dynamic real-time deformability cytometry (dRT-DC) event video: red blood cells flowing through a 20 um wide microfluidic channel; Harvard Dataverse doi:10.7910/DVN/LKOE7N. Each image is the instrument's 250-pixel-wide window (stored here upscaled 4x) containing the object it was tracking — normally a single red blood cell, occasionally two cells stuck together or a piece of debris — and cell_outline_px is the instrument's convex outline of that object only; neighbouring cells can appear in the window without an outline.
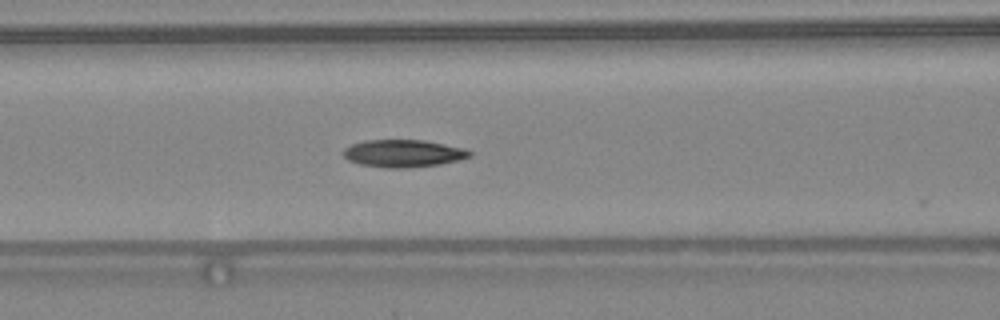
{"species": "common noctule bat (a hibernating species)", "species_latin": "Nyctalus noctula", "temperature_condition": "warm", "stored_images_in_passage": 28, "camera_frame_rate_fps": 3000, "um_per_image_px": 0.085, "animal": {"sex": "female", "body_mass_g": 24.6, "forearm_length_mm": 56.2}, "frame": {"image": 1, "passage_image": 3, "time_ms": 0.667, "image_size_px": [1000, 320], "cell_outline_px": [[472, 156], [460, 160], [440, 164], [404, 168], [388, 168], [360, 164], [348, 160], [344, 156], [344, 148], [352, 144], [364, 140], [424, 140], [464, 148], [472, 152]], "centroid_in_image_um": [34.3, 13.04], "position_along_channel_um": 132.3, "area_um2": 20.17}}
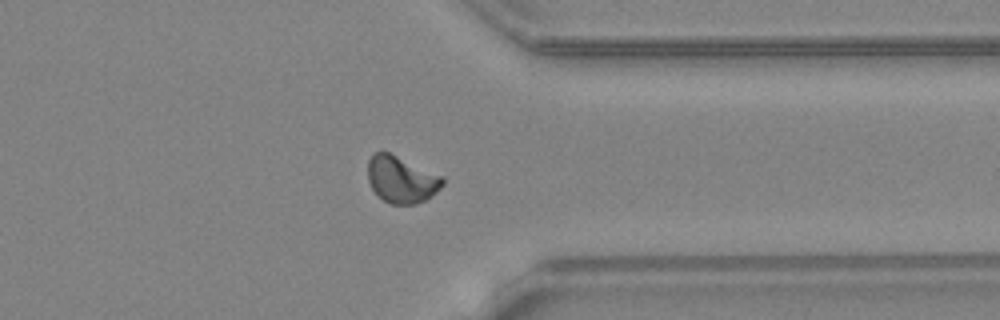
{"frame": {"image": 2, "passage_image": 20, "time_ms": 6.333, "image_size_px": [1000, 320], "cell_outline_px": [[444, 184], [432, 196], [416, 204], [392, 204], [384, 200], [372, 188], [368, 180], [368, 160], [372, 152], [388, 152], [444, 176]], "centroid_in_image_um": [34.13, 15.24], "position_along_channel_um": 377.3, "area_um2": 20.35}}
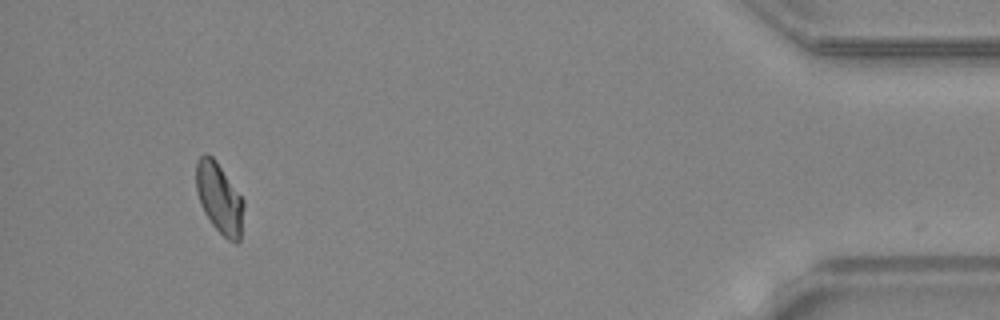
{"frame": {"image": 3, "passage_image": 27, "time_ms": 8.667, "image_size_px": [1000, 320], "cell_outline_px": [[244, 204], [240, 240], [236, 244], [228, 240], [212, 224], [204, 212], [200, 204], [196, 188], [196, 164], [200, 156], [204, 152], [208, 152], [216, 160], [244, 200]], "centroid_in_image_um": [18.64, 16.82], "position_along_channel_um": 416.6, "area_um2": 19.59}, "authors_computed_cell_mechanics": {"area_um2": 19.9121, "velocity_mm_per_s": 4.3831, "shape_relaxation_time_tau1_ms": 4.2074, "shape_relaxation_time_tau2_ms": 6.5468, "deformation_change_tau1": 0.1164, "deformation_change_tau2": 0.0972}}